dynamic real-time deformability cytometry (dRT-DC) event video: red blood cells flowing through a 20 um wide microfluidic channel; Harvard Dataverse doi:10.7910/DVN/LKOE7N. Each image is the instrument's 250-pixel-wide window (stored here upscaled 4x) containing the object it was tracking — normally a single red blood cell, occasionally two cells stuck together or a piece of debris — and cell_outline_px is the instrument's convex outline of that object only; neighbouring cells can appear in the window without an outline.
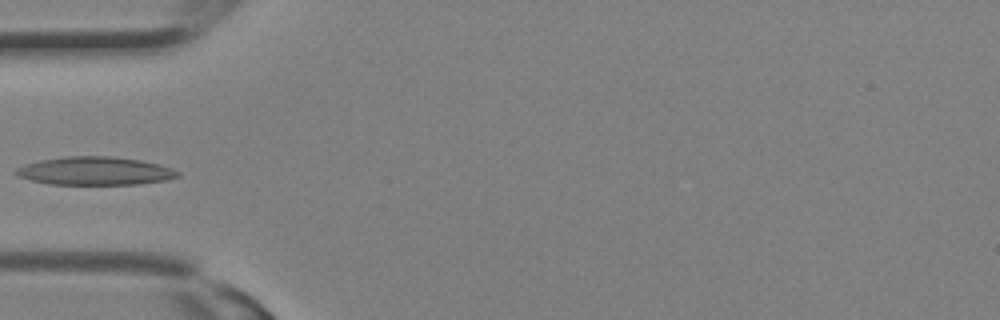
{"species": "Egyptian fruit bat (a non-hibernating species)", "species_latin": "Rousettus aegyptiacus", "temperature_condition": "room temperature", "stored_images_in_passage": 10, "camera_frame_rate_fps": 3000, "um_per_image_px": 0.085, "animal": {"sex": "female"}, "frame": {"image": 1, "passage_image": 9, "time_ms": 2.667, "image_size_px": [1000, 320], "cell_outline_px": [[180, 176], [168, 180], [136, 184], [48, 184], [16, 176], [12, 172], [16, 168], [24, 164], [40, 160], [64, 156], [112, 156], [140, 160], [160, 164], [172, 168], [180, 172]], "centroid_in_image_um": [8.06, 14.52], "position_along_channel_um": 76.9, "area_um2": 26.82}}